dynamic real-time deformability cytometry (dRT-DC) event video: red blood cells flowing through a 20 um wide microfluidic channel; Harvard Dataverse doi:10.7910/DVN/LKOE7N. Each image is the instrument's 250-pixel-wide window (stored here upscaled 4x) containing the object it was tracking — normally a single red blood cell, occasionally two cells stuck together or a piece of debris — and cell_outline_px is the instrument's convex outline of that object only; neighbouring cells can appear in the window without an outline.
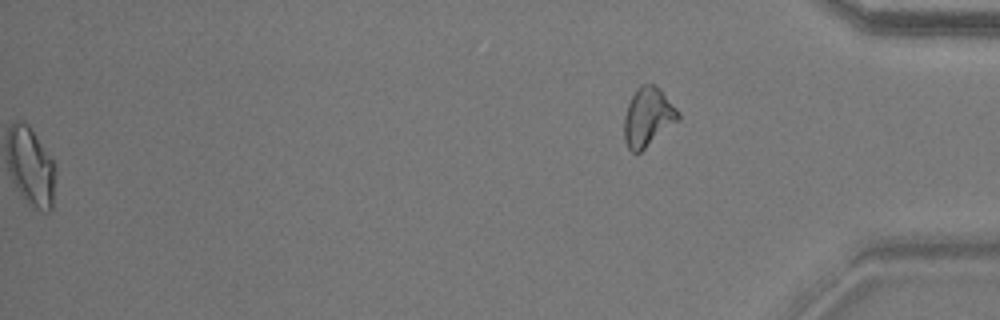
{"species": "common noctule bat (a hibernating species)", "species_latin": "Nyctalus noctula", "temperature_condition": "warm", "stored_images_in_passage": 54, "camera_frame_rate_fps": 3000, "um_per_image_px": 0.085, "animal": {"sex": "male", "body_mass_g": 17.9}, "frame": {"image": 1, "passage_image": 54, "time_ms": 17.667, "image_size_px": [1000, 320], "cell_outline_px": [[680, 120], [640, 152], [632, 152], [628, 148], [624, 140], [624, 116], [628, 104], [636, 88], [640, 84], [652, 84], [660, 88], [680, 112]], "centroid_in_image_um": [55.09, 9.94], "position_along_channel_um": 380.1, "area_um2": 18.67}, "authors_computed_cell_mechanics": {"area_um2": 18.1203, "velocity_mm_per_s": 3.7147, "shape_relaxation_time_tau1_ms": 4.7015, "shape_relaxation_time_tau2_ms": 1.8929, "deformation_change_tau1": 0.166, "deformation_change_tau2": 0.0698}}